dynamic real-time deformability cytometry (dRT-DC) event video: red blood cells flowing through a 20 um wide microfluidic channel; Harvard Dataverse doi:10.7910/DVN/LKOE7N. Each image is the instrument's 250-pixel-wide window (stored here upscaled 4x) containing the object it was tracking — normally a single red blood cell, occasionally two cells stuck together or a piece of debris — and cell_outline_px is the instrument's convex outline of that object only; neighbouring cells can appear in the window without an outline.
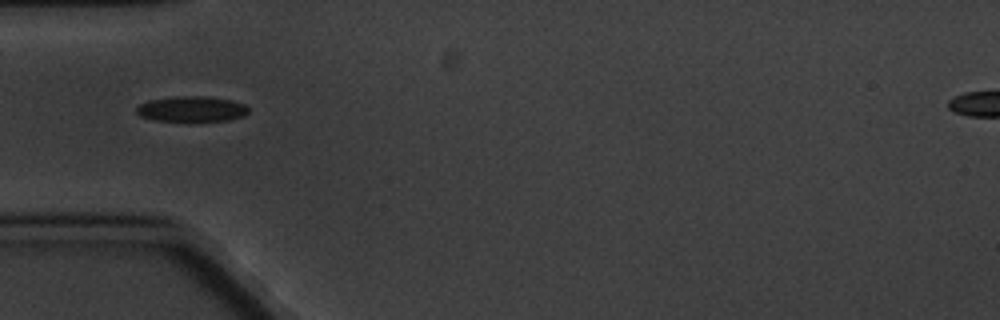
{"species": "common noctule bat (a hibernating species)", "species_latin": "Nyctalus noctula", "temperature_condition": "cold", "stored_images_in_passage": 4, "camera_frame_rate_fps": 3000, "um_per_image_px": 0.085, "animal": {"sex": "male", "body_mass_g": 20.1, "forearm_length_mm": 53.5}, "frame": {"image": 1, "passage_image": 1, "time_ms": 0.0, "image_size_px": [1000, 320], "cell_outline_px": [[248, 112], [244, 116], [232, 120], [188, 124], [156, 120], [140, 116], [136, 112], [136, 108], [140, 104], [148, 100], [176, 96], [204, 96], [232, 100], [244, 104], [248, 108]], "centroid_in_image_um": [16.3, 9.31], "position_along_channel_um": 68.7, "area_um2": 17.51}}